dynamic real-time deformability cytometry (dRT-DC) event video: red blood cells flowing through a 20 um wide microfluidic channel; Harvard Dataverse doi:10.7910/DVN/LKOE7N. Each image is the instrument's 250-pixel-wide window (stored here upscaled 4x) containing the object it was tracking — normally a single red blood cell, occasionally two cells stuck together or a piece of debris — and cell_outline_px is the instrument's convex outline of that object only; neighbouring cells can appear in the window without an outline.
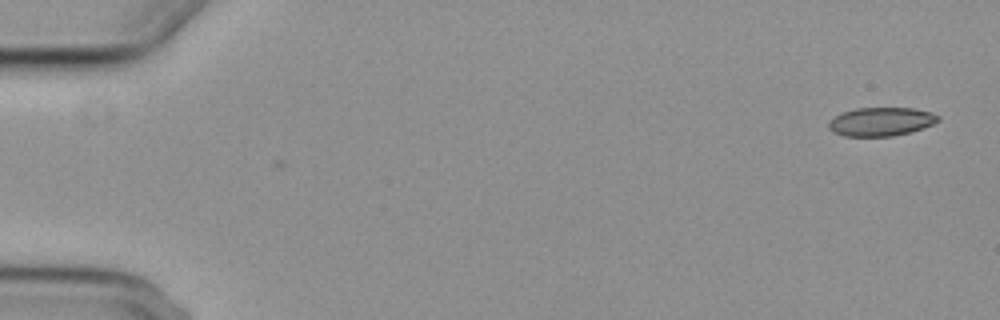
{"species": "common noctule bat (a hibernating species)", "species_latin": "Nyctalus noctula", "temperature_condition": "cold", "stored_images_in_passage": 4, "camera_frame_rate_fps": 3000, "um_per_image_px": 0.085, "animal": {"sex": "female", "body_mass_g": 29.2, "forearm_length_mm": 56.3}, "frame": {"image": 1, "passage_image": 1, "time_ms": 0.0, "image_size_px": [1000, 320], "cell_outline_px": [[940, 120], [932, 124], [908, 132], [892, 136], [844, 136], [832, 132], [828, 128], [828, 120], [840, 112], [856, 108], [912, 108], [932, 112], [940, 116]], "centroid_in_image_um": [74.83, 10.33], "position_along_channel_um": 10.2, "area_um2": 18.32}}